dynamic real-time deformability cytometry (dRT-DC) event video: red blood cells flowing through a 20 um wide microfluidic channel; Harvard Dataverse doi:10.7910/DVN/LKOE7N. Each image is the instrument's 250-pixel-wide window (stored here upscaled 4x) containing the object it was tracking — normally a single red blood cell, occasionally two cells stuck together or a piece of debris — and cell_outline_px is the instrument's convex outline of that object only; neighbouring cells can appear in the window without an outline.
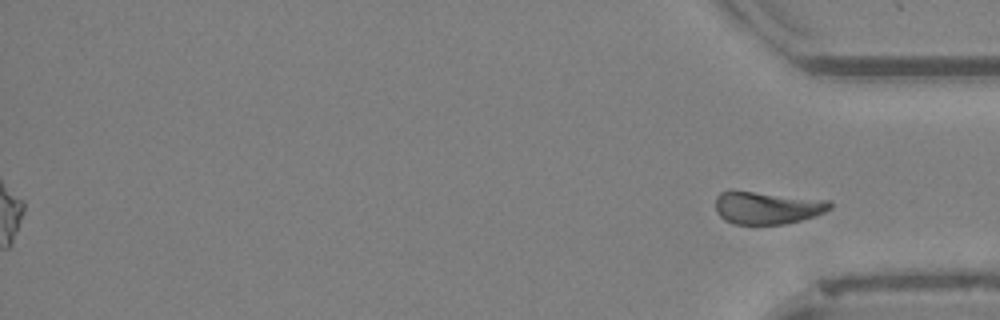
{"species": "Egyptian fruit bat (a non-hibernating species)", "species_latin": "Rousettus aegyptiacus", "temperature_condition": "cold", "stored_images_in_passage": 53, "segment_of_instrument_passage": [2, 2], "camera_frame_rate_fps": 3000, "um_per_image_px": 0.085, "animal": {"sex": "female"}, "frame": {"image": 1, "passage_image": 53, "time_ms": 17.333, "image_size_px": [1000, 320], "cell_outline_px": [[832, 208], [816, 216], [784, 224], [732, 224], [724, 220], [716, 212], [716, 196], [720, 192], [728, 188], [732, 188], [832, 200]], "centroid_in_image_um": [65.19, 17.61], "position_along_channel_um": 370.0, "area_um2": 22.66}}